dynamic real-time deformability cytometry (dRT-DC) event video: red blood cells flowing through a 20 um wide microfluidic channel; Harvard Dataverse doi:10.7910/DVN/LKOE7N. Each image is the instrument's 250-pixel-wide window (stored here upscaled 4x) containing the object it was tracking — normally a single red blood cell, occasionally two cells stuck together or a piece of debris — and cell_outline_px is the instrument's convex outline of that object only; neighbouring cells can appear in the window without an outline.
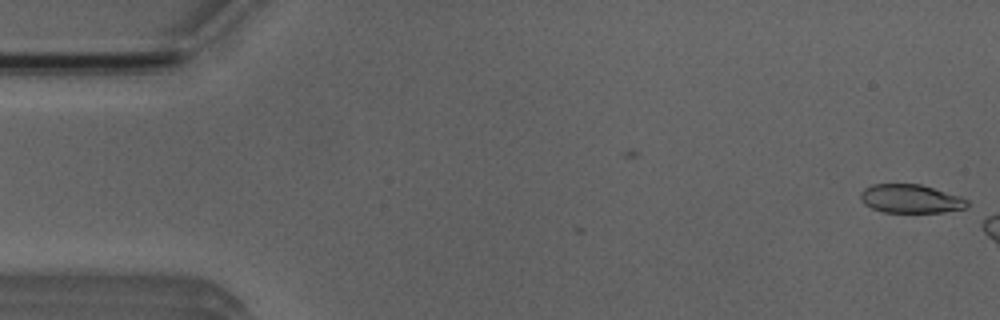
{"species": "Egyptian fruit bat (a non-hibernating species)", "species_latin": "Rousettus aegyptiacus", "temperature_condition": "room temperature", "stored_images_in_passage": 3, "camera_frame_rate_fps": 3000, "um_per_image_px": 0.085, "animal": {"sex": "male"}, "frame": {"image": 1, "passage_image": 3, "time_ms": 0.667, "image_size_px": [1000, 320], "cell_outline_px": [[968, 204], [964, 208], [944, 212], [884, 212], [872, 208], [864, 204], [860, 200], [860, 192], [864, 188], [872, 184], [920, 184], [960, 196], [968, 200]], "centroid_in_image_um": [77.37, 16.89], "position_along_channel_um": 7.6, "area_um2": 17.74}}